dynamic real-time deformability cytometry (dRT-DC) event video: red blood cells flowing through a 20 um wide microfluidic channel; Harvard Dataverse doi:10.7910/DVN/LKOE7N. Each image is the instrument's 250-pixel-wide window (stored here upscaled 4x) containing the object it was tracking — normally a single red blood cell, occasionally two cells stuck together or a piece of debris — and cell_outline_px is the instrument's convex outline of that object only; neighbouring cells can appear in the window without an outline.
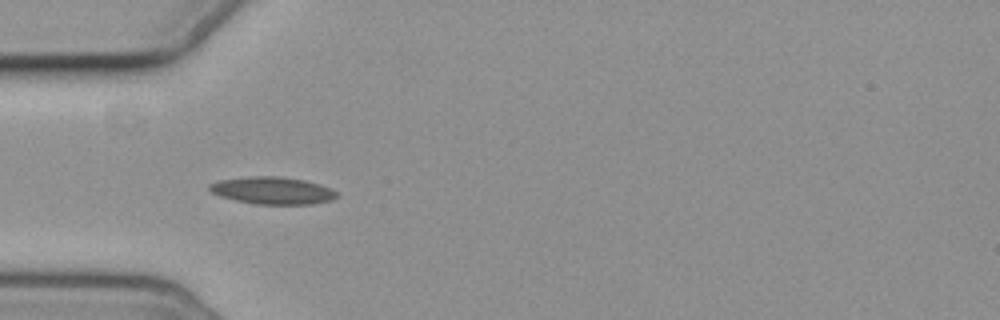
{"species": "common noctule bat (a hibernating species)", "species_latin": "Nyctalus noctula", "temperature_condition": "cold", "stored_images_in_passage": 2, "camera_frame_rate_fps": 3000, "um_per_image_px": 0.085, "animal": {"sex": "female", "body_mass_g": 19.3, "forearm_length_mm": 54.1}, "frame": {"image": 1, "passage_image": 1, "time_ms": 0.0, "image_size_px": [1000, 320], "cell_outline_px": [[336, 196], [332, 200], [312, 204], [256, 204], [236, 200], [220, 196], [212, 192], [208, 188], [208, 184], [220, 180], [248, 176], [280, 176], [304, 180], [320, 184], [336, 192]], "centroid_in_image_um": [23.13, 16.19], "position_along_channel_um": 61.9, "area_um2": 20.11}}
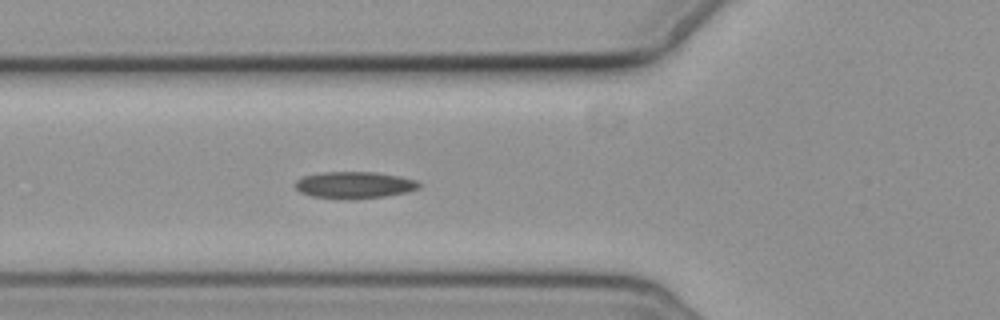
{"frame": {"image": 2, "passage_image": 2, "time_ms": 1.0, "image_size_px": [1000, 320], "cell_outline_px": [[420, 188], [404, 192], [384, 196], [352, 200], [348, 200], [312, 196], [300, 192], [296, 188], [296, 180], [304, 176], [320, 172], [376, 172], [400, 176], [416, 180], [420, 184]], "centroid_in_image_um": [30.11, 15.73], "position_along_channel_um": 95.7, "area_um2": 19.36}}